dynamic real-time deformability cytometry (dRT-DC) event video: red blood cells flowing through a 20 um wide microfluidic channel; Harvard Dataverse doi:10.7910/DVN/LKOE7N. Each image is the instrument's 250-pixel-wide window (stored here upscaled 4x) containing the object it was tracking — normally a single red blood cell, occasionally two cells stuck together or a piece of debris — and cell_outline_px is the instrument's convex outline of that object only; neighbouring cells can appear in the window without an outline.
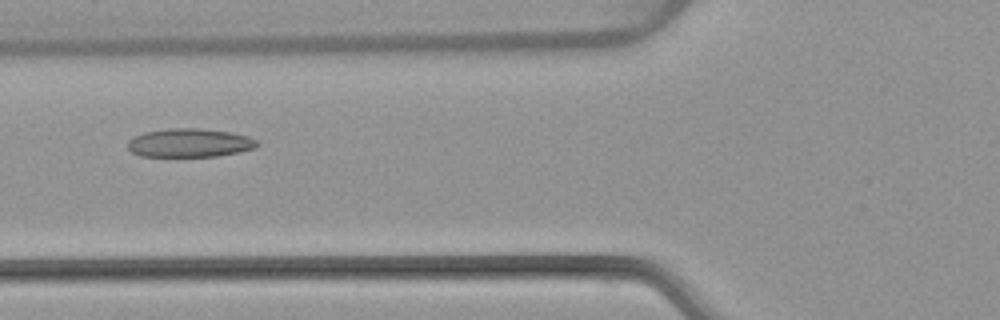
{"species": "common noctule bat (a hibernating species)", "species_latin": "Nyctalus noctula", "temperature_condition": "warm", "stored_images_in_passage": 7, "camera_frame_rate_fps": 3000, "um_per_image_px": 0.085, "animal": {"sex": "female", "body_mass_g": 22.7, "forearm_length_mm": 54.2}, "frame": {"image": 1, "passage_image": 6, "time_ms": 6.0, "image_size_px": [1000, 320], "cell_outline_px": [[260, 144], [256, 148], [240, 152], [216, 156], [140, 156], [132, 152], [128, 148], [128, 140], [144, 132], [168, 128], [200, 128], [232, 132], [248, 136], [256, 140]], "centroid_in_image_um": [16.15, 12.14], "position_along_channel_um": 109.7, "area_um2": 21.68}}